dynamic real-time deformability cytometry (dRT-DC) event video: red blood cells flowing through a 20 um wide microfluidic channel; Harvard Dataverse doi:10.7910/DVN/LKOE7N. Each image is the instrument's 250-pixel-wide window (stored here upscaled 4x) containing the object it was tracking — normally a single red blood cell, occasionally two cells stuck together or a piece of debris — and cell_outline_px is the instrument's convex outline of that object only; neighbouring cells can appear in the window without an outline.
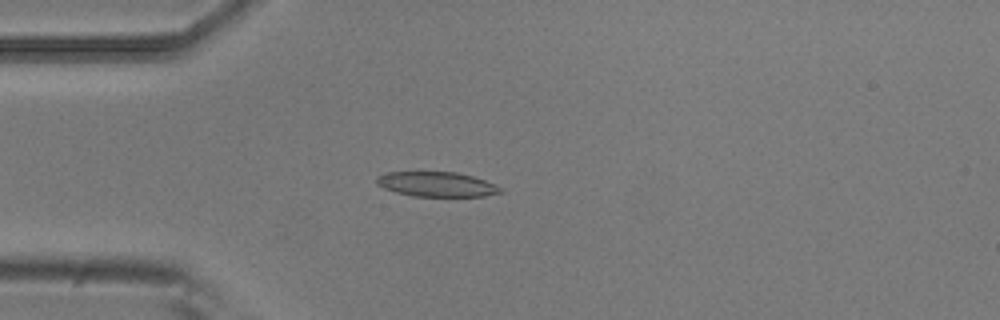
{"species": "common noctule bat (a hibernating species)", "species_latin": "Nyctalus noctula", "temperature_condition": "room temperature", "stored_images_in_passage": 4, "camera_frame_rate_fps": 3000, "um_per_image_px": 0.085, "animal": {"sex": "male", "body_mass_g": 20.5, "forearm_length_mm": 52.5}, "frame": {"image": 1, "passage_image": 4, "time_ms": 1.0, "image_size_px": [1000, 320], "cell_outline_px": [[504, 192], [484, 196], [412, 196], [396, 192], [384, 188], [376, 184], [376, 176], [388, 172], [456, 172], [472, 176], [484, 180], [504, 188]], "centroid_in_image_um": [37.13, 15.66], "position_along_channel_um": 47.9, "area_um2": 17.92}}